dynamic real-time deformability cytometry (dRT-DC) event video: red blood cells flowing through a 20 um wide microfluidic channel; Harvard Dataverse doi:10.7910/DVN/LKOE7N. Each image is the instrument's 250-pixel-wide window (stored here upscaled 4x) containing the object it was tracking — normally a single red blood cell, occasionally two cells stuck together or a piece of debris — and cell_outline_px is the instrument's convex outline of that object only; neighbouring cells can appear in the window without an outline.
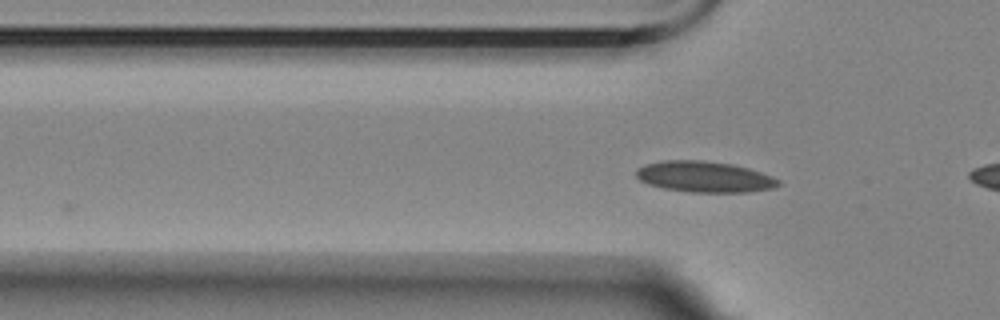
{"species": "Egyptian fruit bat (a non-hibernating species)", "species_latin": "Rousettus aegyptiacus", "temperature_condition": "room temperature", "stored_images_in_passage": 4, "camera_frame_rate_fps": 3000, "um_per_image_px": 0.085, "animal": {"sex": "female"}, "frame": {"image": 1, "passage_image": 4, "time_ms": 3.667, "image_size_px": [1000, 320], "cell_outline_px": [[780, 184], [772, 188], [748, 192], [688, 192], [664, 188], [648, 184], [640, 180], [636, 176], [636, 168], [644, 164], [660, 160], [704, 160], [732, 164], [748, 168], [772, 176], [780, 180]], "centroid_in_image_um": [59.84, 15.02], "position_along_channel_um": 66.0, "area_um2": 25.78}}